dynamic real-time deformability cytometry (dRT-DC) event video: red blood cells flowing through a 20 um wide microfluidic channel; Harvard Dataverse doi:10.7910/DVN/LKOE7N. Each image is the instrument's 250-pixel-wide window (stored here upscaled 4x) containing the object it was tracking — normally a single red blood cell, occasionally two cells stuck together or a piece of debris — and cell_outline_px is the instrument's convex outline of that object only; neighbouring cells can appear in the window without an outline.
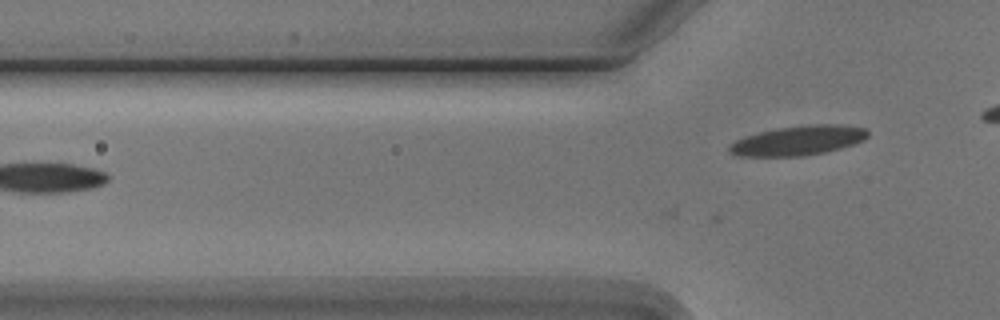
{"species": "Egyptian fruit bat (a non-hibernating species)", "species_latin": "Rousettus aegyptiacus", "temperature_condition": "cold", "stored_images_in_passage": 6, "camera_frame_rate_fps": 3000, "um_per_image_px": 0.085, "animal": {"sex": "male"}, "frame": {"image": 1, "passage_image": 6, "time_ms": 6.667, "image_size_px": [1000, 320], "cell_outline_px": [[868, 136], [864, 140], [840, 148], [824, 152], [804, 156], [740, 156], [728, 152], [728, 144], [736, 140], [760, 132], [780, 128], [812, 124], [836, 124], [864, 128], [868, 132]], "centroid_in_image_um": [67.83, 11.95], "position_along_channel_um": 58.0, "area_um2": 23.58}}